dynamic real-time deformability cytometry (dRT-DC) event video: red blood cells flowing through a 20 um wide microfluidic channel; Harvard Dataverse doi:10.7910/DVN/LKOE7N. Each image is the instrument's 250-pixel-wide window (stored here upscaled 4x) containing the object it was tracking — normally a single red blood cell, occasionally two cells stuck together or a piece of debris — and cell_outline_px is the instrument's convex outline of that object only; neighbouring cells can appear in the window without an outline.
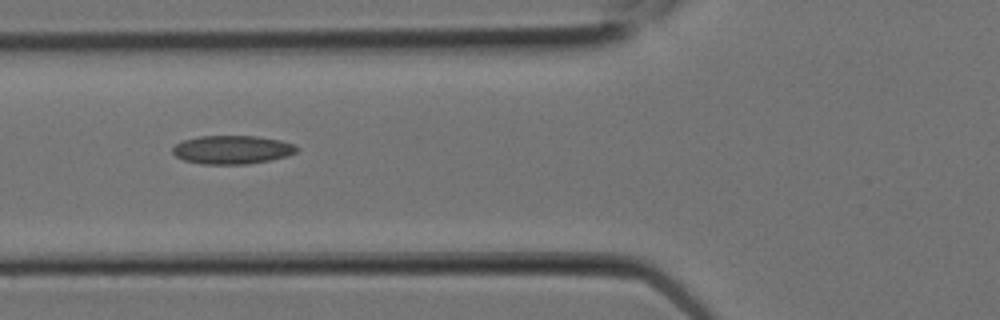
{"species": "Egyptian fruit bat (a non-hibernating species)", "species_latin": "Rousettus aegyptiacus", "temperature_condition": "room temperature", "stored_images_in_passage": 6, "camera_frame_rate_fps": 3000, "um_per_image_px": 0.085, "animal": {"sex": "female"}, "frame": {"image": 1, "passage_image": 5, "time_ms": 1.333, "image_size_px": [1000, 320], "cell_outline_px": [[300, 148], [296, 152], [288, 156], [248, 164], [204, 164], [184, 160], [176, 156], [172, 152], [172, 148], [176, 144], [184, 140], [200, 136], [256, 136], [280, 140], [292, 144]], "centroid_in_image_um": [19.74, 12.72], "position_along_channel_um": 106.1, "area_um2": 20.52}}
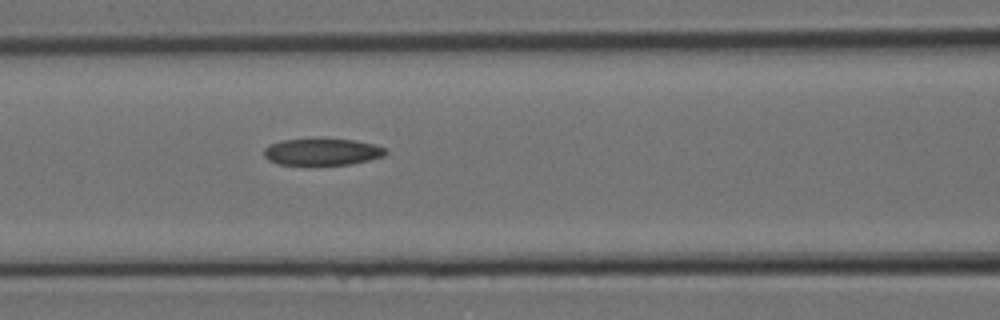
{"frame": {"image": 2, "passage_image": 6, "time_ms": 1.667, "image_size_px": [1000, 320], "cell_outline_px": [[388, 152], [384, 156], [368, 160], [348, 164], [280, 164], [268, 160], [264, 156], [264, 148], [268, 144], [280, 140], [324, 136], [356, 140], [376, 144], [384, 148]], "centroid_in_image_um": [27.37, 12.84], "position_along_channel_um": 139.2, "area_um2": 19.71}}